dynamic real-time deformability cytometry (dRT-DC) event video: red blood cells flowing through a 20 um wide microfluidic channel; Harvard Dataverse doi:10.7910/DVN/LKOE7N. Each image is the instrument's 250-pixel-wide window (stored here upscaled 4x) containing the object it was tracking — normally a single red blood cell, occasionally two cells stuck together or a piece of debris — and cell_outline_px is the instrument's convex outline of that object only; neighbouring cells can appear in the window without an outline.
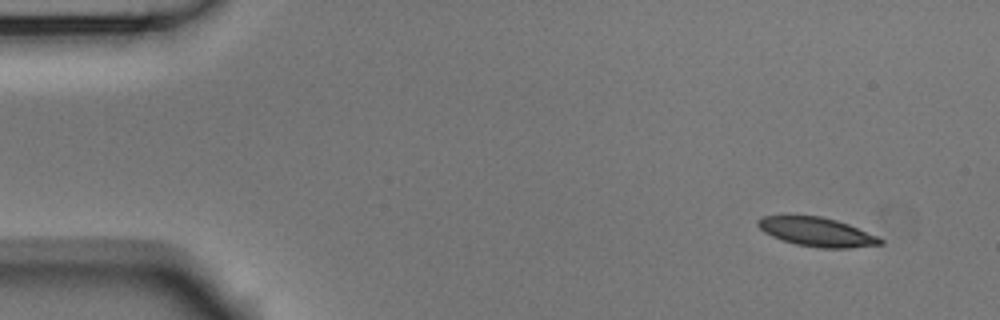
{"species": "Egyptian fruit bat (a non-hibernating species)", "species_latin": "Rousettus aegyptiacus", "temperature_condition": "room temperature", "stored_images_in_passage": 50, "camera_frame_rate_fps": 3000, "um_per_image_px": 0.085, "animal": {"sex": "male"}, "frame": {"image": 1, "passage_image": 1, "time_ms": 0.0, "image_size_px": [1000, 320], "cell_outline_px": [[884, 244], [848, 248], [820, 248], [796, 244], [772, 236], [764, 232], [756, 224], [756, 220], [760, 216], [820, 216], [836, 220], [848, 224], [876, 236], [884, 240]], "centroid_in_image_um": [69.42, 19.71], "position_along_channel_um": 15.6, "area_um2": 20.46}}
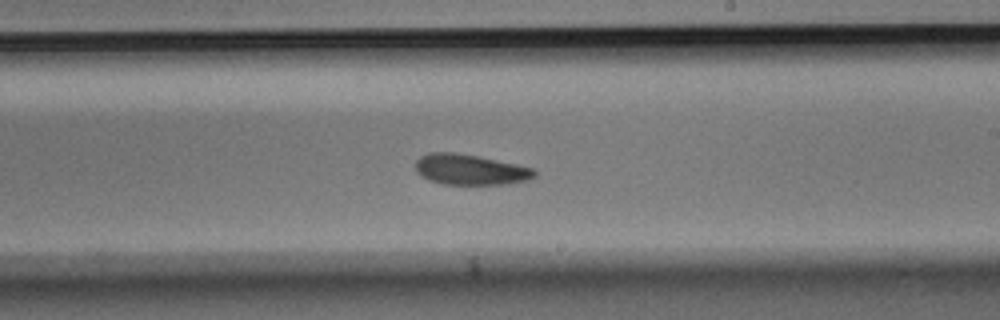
{"frame": {"image": 2, "passage_image": 28, "time_ms": 9.0, "image_size_px": [1000, 320], "cell_outline_px": [[536, 176], [528, 180], [508, 184], [444, 184], [428, 180], [416, 172], [416, 160], [420, 156], [428, 152], [452, 152], [476, 156], [536, 168]], "centroid_in_image_um": [39.97, 14.42], "position_along_channel_um": 249.0, "area_um2": 21.21}}
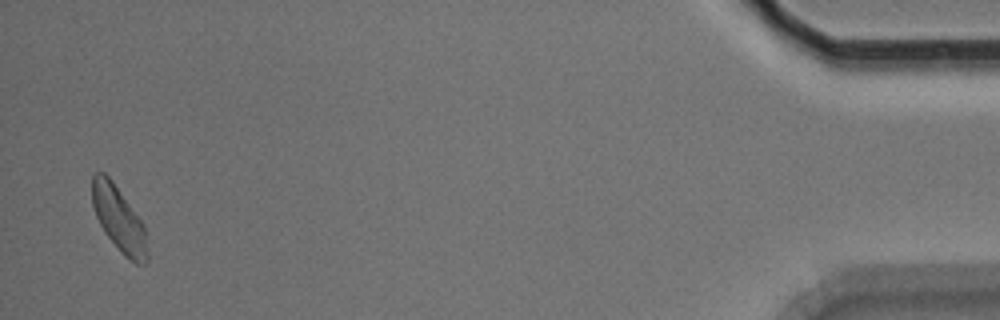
{"frame": {"image": 3, "passage_image": 49, "time_ms": 16.0, "image_size_px": [1000, 320], "cell_outline_px": [[148, 260], [144, 264], [136, 264], [124, 256], [120, 252], [104, 232], [96, 216], [92, 204], [92, 172], [104, 172], [112, 180], [144, 224], [148, 252]], "centroid_in_image_um": [10.1, 18.63], "position_along_channel_um": 425.1, "area_um2": 21.04}, "authors_computed_cell_mechanics": {"area_um2": 21.5305, "velocity_mm_per_s": 3.7442, "shape_relaxation_time_tau1_ms": 2.5114, "shape_relaxation_time_tau2_ms": 6.7566, "deformation_change_tau1": 0.1211, "deformation_change_tau2": 0.1353}}